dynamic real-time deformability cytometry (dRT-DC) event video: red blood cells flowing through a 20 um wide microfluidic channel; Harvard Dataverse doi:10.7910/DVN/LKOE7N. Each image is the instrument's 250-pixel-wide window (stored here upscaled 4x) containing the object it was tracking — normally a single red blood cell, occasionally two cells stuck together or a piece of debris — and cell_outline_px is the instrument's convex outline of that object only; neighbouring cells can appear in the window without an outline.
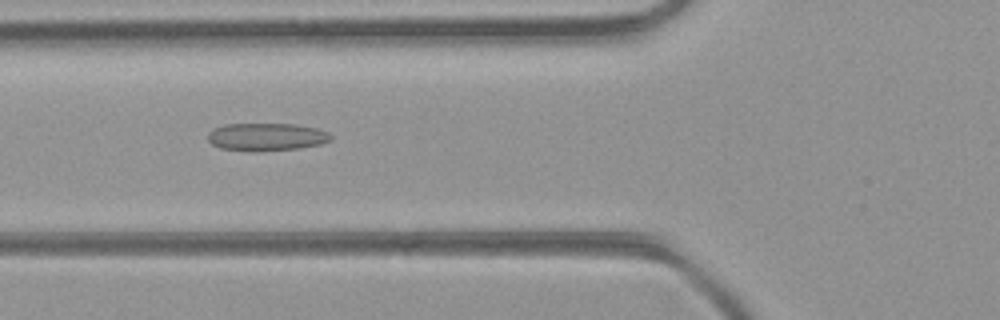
{"species": "common noctule bat (a hibernating species)", "species_latin": "Nyctalus noctula", "temperature_condition": "room temperature", "stored_images_in_passage": 45, "camera_frame_rate_fps": 3000, "um_per_image_px": 0.085, "animal": {"sex": "female", "body_mass_g": 21.9}, "frame": {"image": 1, "passage_image": 15, "time_ms": 4.667, "image_size_px": [1000, 320], "cell_outline_px": [[332, 140], [320, 144], [300, 148], [256, 152], [220, 148], [212, 144], [208, 140], [208, 132], [224, 124], [292, 124], [316, 128], [328, 132], [332, 136]], "centroid_in_image_um": [22.65, 11.64], "position_along_channel_um": 103.1, "area_um2": 19.94}}
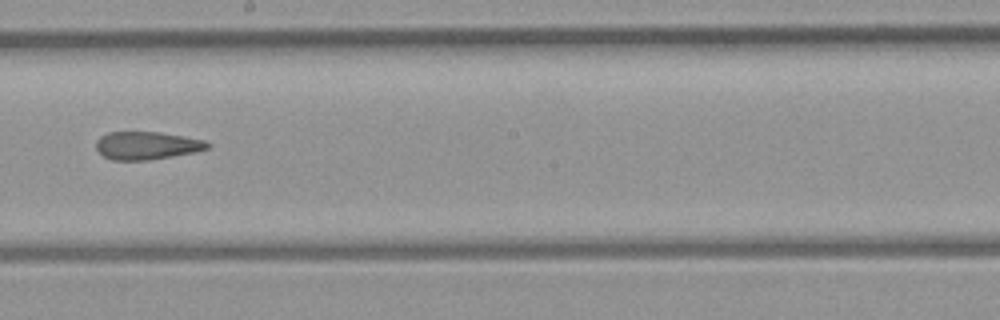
{"frame": {"image": 2, "passage_image": 24, "time_ms": 7.667, "image_size_px": [1000, 320], "cell_outline_px": [[212, 144], [208, 148], [196, 152], [148, 160], [112, 160], [104, 156], [96, 148], [96, 140], [100, 136], [108, 132], [160, 132], [204, 140]], "centroid_in_image_um": [12.48, 12.37], "position_along_channel_um": 235.7, "area_um2": 18.09}}
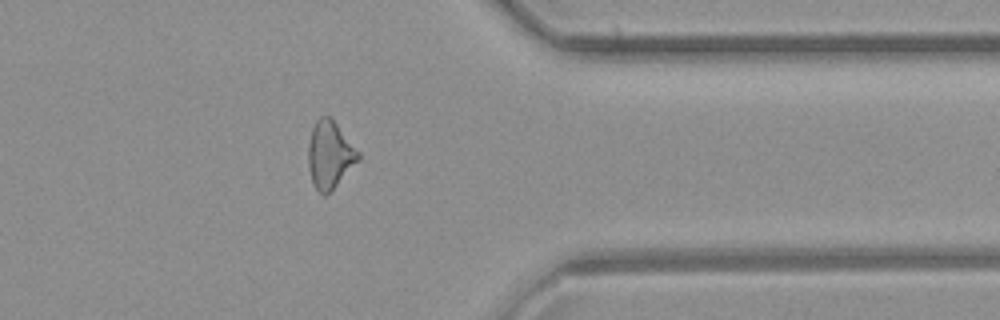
{"frame": {"image": 3, "passage_image": 35, "time_ms": 11.333, "image_size_px": [1000, 320], "cell_outline_px": [[360, 160], [324, 196], [316, 188], [312, 180], [308, 164], [308, 144], [312, 128], [316, 120], [320, 116], [328, 116], [336, 124], [360, 152]], "centroid_in_image_um": [28.03, 13.13], "position_along_channel_um": 383.4, "area_um2": 19.19}, "authors_computed_cell_mechanics": {"area_um2": 19.2474, "velocity_mm_per_s": 4.3994, "shape_relaxation_time_tau1_ms": null, "shape_relaxation_time_tau2_ms": 3.9277, "deformation_change_tau1": null, "deformation_change_tau2": 0.1572}}